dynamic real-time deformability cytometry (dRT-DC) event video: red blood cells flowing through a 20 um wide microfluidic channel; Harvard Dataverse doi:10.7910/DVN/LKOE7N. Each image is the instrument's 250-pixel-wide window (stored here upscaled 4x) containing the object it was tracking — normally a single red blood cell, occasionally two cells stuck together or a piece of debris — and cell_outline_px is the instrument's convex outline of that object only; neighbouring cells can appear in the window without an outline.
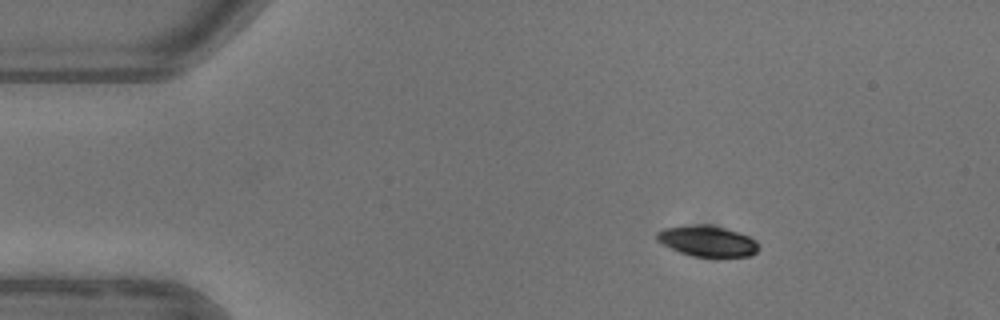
{"species": "common noctule bat (a hibernating species)", "species_latin": "Nyctalus noctula", "temperature_condition": "warm", "stored_images_in_passage": 3, "camera_frame_rate_fps": 3000, "um_per_image_px": 0.085, "animal": {"sex": "female"}, "frame": {"image": 1, "passage_image": 1, "time_ms": 0.0, "image_size_px": [1000, 320], "cell_outline_px": [[756, 252], [748, 256], [692, 256], [680, 252], [656, 240], [656, 232], [664, 228], [696, 224], [708, 224], [724, 228], [748, 236], [756, 240]], "centroid_in_image_um": [60.08, 20.48], "position_along_channel_um": 24.9, "area_um2": 17.86}}